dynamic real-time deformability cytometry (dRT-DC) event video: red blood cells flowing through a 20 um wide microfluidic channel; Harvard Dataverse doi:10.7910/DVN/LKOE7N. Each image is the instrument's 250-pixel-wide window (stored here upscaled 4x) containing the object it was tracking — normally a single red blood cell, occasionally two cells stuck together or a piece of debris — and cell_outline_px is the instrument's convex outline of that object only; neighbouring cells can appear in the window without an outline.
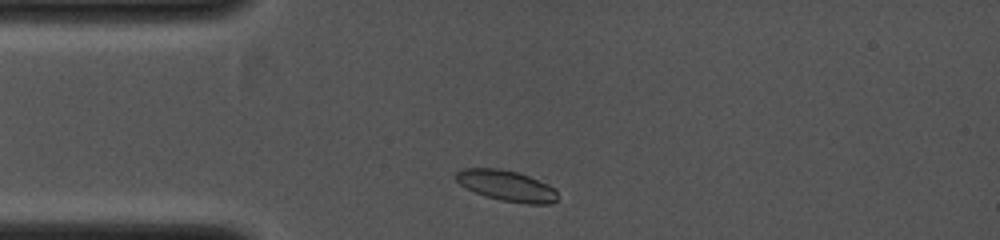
{"species": "common noctule bat (a hibernating species)", "species_latin": "Nyctalus noctula", "temperature_condition": "cold", "stored_images_in_passage": 4, "camera_frame_rate_fps": 4000, "um_per_image_px": 0.085, "animal": {"sex": "female", "body_mass_g": 19.0, "forearm_length_mm": 53.3}, "frame": {"image": 1, "passage_image": 1, "time_ms": 0.0, "image_size_px": [1000, 240], "cell_outline_px": [[556, 200], [552, 204], [528, 204], [500, 200], [476, 192], [460, 184], [456, 180], [456, 172], [464, 168], [500, 168], [520, 172], [548, 184], [556, 188]], "centroid_in_image_um": [43.1, 15.77], "position_along_channel_um": 41.9, "area_um2": 18.21}}
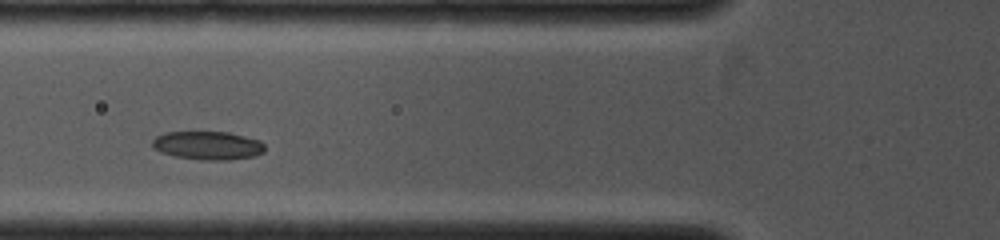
{"frame": {"image": 2, "passage_image": 3, "time_ms": 1.5, "image_size_px": [1000, 240], "cell_outline_px": [[264, 152], [252, 156], [228, 160], [200, 160], [176, 156], [160, 152], [152, 148], [152, 140], [156, 136], [164, 132], [228, 132], [260, 140], [264, 144]], "centroid_in_image_um": [17.63, 12.36], "position_along_channel_um": 108.2, "area_um2": 18.67}}